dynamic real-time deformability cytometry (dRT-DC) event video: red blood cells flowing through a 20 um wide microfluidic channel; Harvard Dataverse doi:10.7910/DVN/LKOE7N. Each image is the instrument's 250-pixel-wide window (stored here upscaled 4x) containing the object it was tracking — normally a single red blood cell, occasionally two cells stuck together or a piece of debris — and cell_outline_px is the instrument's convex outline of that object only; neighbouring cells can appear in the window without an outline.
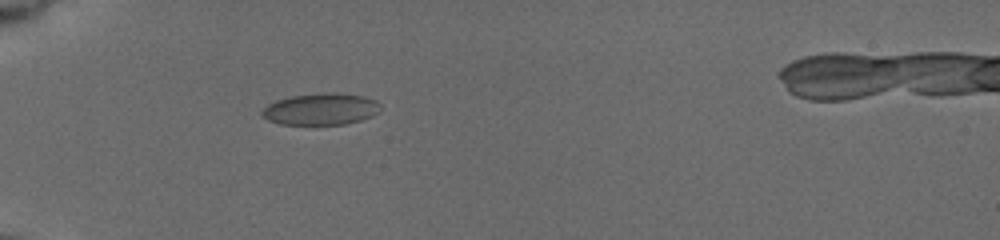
{"species": "common noctule bat (a hibernating species)", "species_latin": "Nyctalus noctula", "temperature_condition": "cold", "stored_images_in_passage": 9, "camera_frame_rate_fps": 3000, "um_per_image_px": 0.085, "animal": {"sex": "female", "body_mass_g": 19.5, "forearm_length_mm": 54.1}, "frame": {"image": 1, "passage_image": 1, "time_ms": 0.0, "image_size_px": [1000, 240], "cell_outline_px": [[380, 112], [372, 116], [360, 120], [344, 124], [280, 124], [268, 120], [260, 116], [260, 112], [268, 104], [276, 100], [292, 96], [324, 92], [336, 92], [364, 96], [376, 100], [380, 104]], "centroid_in_image_um": [27.28, 9.26], "position_along_channel_um": 57.7, "area_um2": 22.02}}
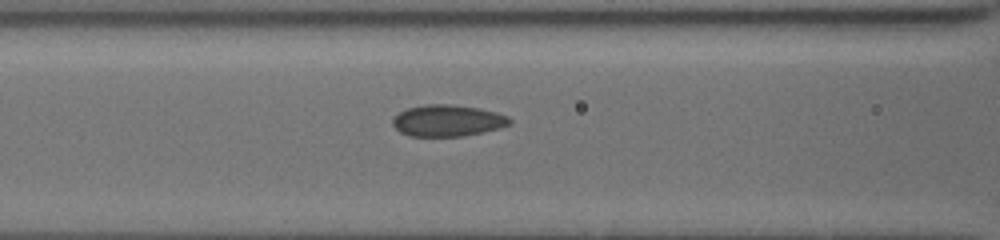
{"frame": {"image": 2, "passage_image": 6, "time_ms": 2.333, "image_size_px": [1000, 240], "cell_outline_px": [[512, 124], [500, 128], [464, 136], [412, 136], [400, 132], [392, 124], [392, 120], [400, 112], [408, 108], [424, 104], [452, 104], [480, 108], [496, 112], [508, 116], [512, 120]], "centroid_in_image_um": [38.08, 10.24], "position_along_channel_um": 128.5, "area_um2": 21.56}}
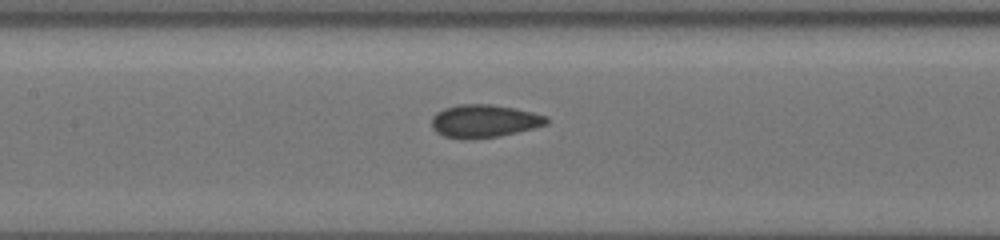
{"frame": {"image": 3, "passage_image": 8, "time_ms": 3.333, "image_size_px": [1000, 240], "cell_outline_px": [[548, 124], [516, 132], [496, 136], [444, 136], [436, 132], [432, 124], [432, 116], [436, 112], [444, 108], [456, 104], [492, 104], [516, 108], [548, 116]], "centroid_in_image_um": [41.18, 10.23], "position_along_channel_um": 166.2, "area_um2": 21.33}}